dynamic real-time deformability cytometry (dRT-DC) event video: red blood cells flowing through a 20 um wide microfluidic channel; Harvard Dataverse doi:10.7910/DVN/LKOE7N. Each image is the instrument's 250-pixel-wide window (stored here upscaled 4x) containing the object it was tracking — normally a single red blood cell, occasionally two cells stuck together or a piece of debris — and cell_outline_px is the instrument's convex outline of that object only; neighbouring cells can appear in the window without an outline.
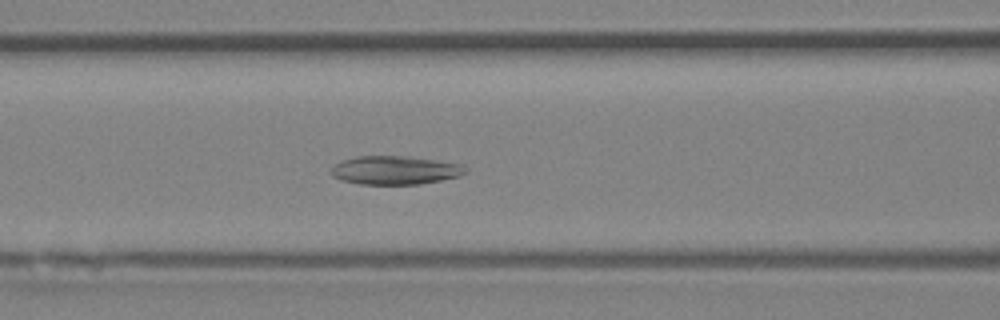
{"species": "Egyptian fruit bat (a non-hibernating species)", "species_latin": "Rousettus aegyptiacus", "temperature_condition": "room temperature", "stored_images_in_passage": 49, "segment_of_instrument_passage": [1, 2], "camera_frame_rate_fps": 3000, "um_per_image_px": 0.085, "animal": {"sex": "female"}, "frame": {"image": 1, "passage_image": 20, "time_ms": 6.333, "image_size_px": [1000, 320], "cell_outline_px": [[468, 172], [460, 176], [420, 184], [360, 184], [340, 180], [332, 176], [328, 172], [336, 164], [344, 160], [356, 156], [408, 156], [464, 164], [468, 168]], "centroid_in_image_um": [33.61, 14.47], "position_along_channel_um": 133.0, "area_um2": 22.54}}
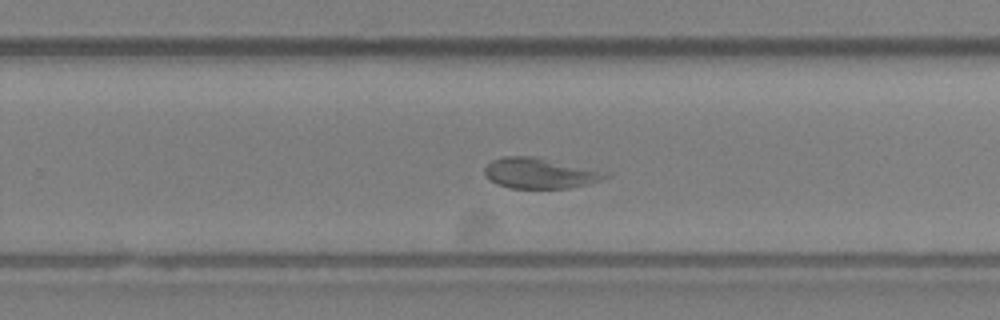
{"frame": {"image": 2, "passage_image": 31, "time_ms": 10.0, "image_size_px": [1000, 320], "cell_outline_px": [[612, 176], [588, 184], [568, 188], [512, 188], [496, 184], [484, 172], [484, 168], [492, 160], [504, 156], [532, 156]], "centroid_in_image_um": [45.74, 14.74], "position_along_channel_um": 284.1, "area_um2": 20.4}}
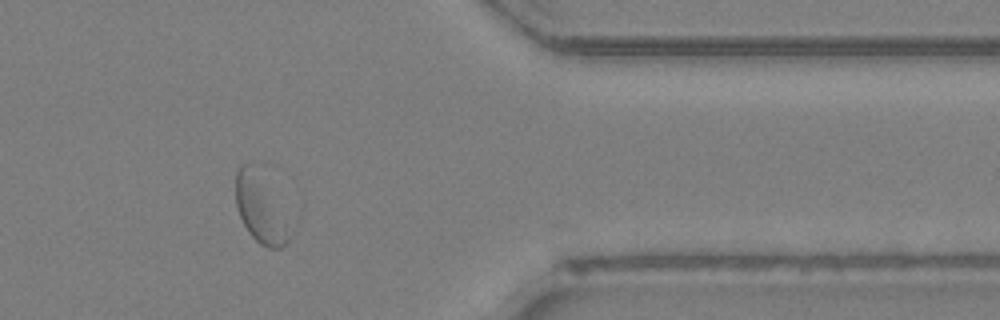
{"frame": {"image": 3, "passage_image": 40, "time_ms": 13.0, "image_size_px": [1000, 320], "cell_outline_px": [[288, 240], [280, 248], [268, 248], [260, 244], [248, 232], [240, 216], [236, 204], [236, 172], [240, 164], [252, 164]], "centroid_in_image_um": [21.88, 17.79], "position_along_channel_um": 389.5, "area_um2": 17.86}}